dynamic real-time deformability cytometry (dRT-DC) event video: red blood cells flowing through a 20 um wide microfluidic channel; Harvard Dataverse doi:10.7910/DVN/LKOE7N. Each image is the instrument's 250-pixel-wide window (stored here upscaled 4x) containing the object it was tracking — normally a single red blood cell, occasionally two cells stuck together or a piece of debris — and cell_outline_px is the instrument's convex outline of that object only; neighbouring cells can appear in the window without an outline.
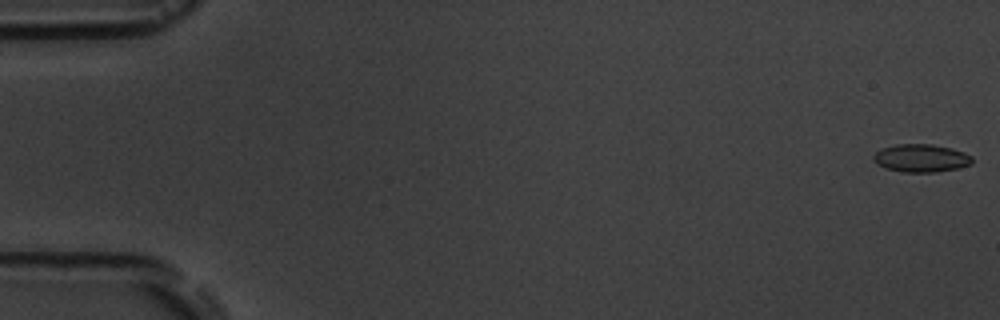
{"species": "common noctule bat (a hibernating species)", "species_latin": "Nyctalus noctula", "temperature_condition": "room temperature", "stored_images_in_passage": 7, "segment_of_instrument_passage": [1, 2], "camera_frame_rate_fps": 3000, "um_per_image_px": 0.085, "animal": {"sex": "male", "body_mass_g": 19.5, "forearm_length_mm": 54.6}, "frame": {"image": 1, "passage_image": 1, "time_ms": 0.0, "image_size_px": [1000, 320], "cell_outline_px": [[972, 164], [956, 168], [936, 172], [904, 172], [884, 168], [876, 164], [872, 160], [872, 156], [880, 148], [896, 144], [932, 144], [952, 148], [964, 152], [972, 156]], "centroid_in_image_um": [78.25, 13.43], "position_along_channel_um": 6.7, "area_um2": 16.24}}
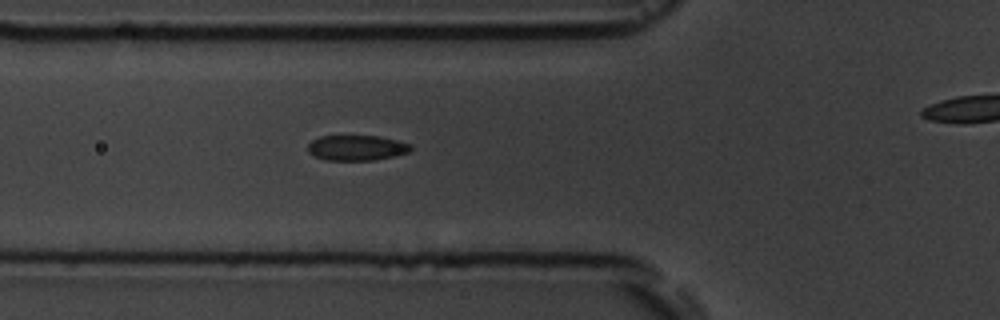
{"frame": {"image": 2, "passage_image": 6, "time_ms": 6.667, "image_size_px": [1000, 320], "cell_outline_px": [[412, 148], [408, 152], [376, 160], [324, 160], [308, 152], [308, 144], [312, 140], [320, 136], [380, 136], [400, 140], [412, 144]], "centroid_in_image_um": [30.34, 12.56], "position_along_channel_um": 95.5, "area_um2": 15.26}}